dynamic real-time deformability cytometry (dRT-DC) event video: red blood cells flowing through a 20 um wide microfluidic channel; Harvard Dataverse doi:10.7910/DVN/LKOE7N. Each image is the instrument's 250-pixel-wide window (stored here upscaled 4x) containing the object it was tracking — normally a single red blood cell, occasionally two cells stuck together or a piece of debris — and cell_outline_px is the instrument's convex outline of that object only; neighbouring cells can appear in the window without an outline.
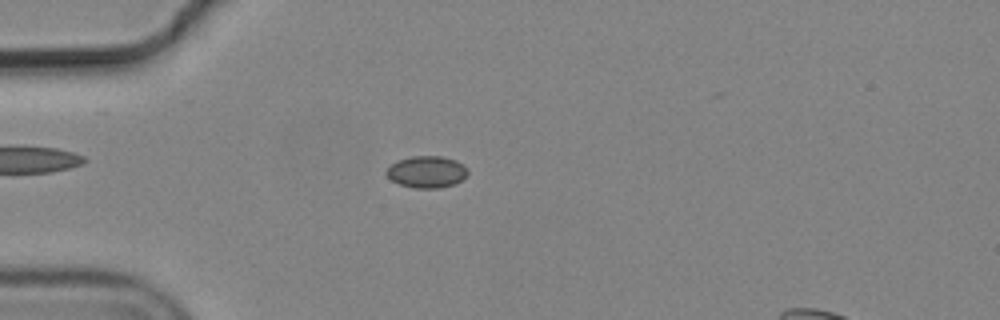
{"species": "common noctule bat (a hibernating species)", "species_latin": "Nyctalus noctula", "temperature_condition": "cold", "stored_images_in_passage": 44, "camera_frame_rate_fps": 3000, "um_per_image_px": 0.085, "animal": {"sex": "male", "body_mass_g": 19.2, "forearm_length_mm": 51.8}, "frame": {"image": 1, "passage_image": 4, "time_ms": 1.0, "image_size_px": [1000, 320], "cell_outline_px": [[468, 176], [456, 184], [440, 188], [416, 188], [400, 184], [392, 180], [384, 172], [396, 160], [412, 156], [440, 156], [456, 160], [464, 164], [468, 168]], "centroid_in_image_um": [36.32, 14.6], "position_along_channel_um": 48.7, "area_um2": 15.26}}
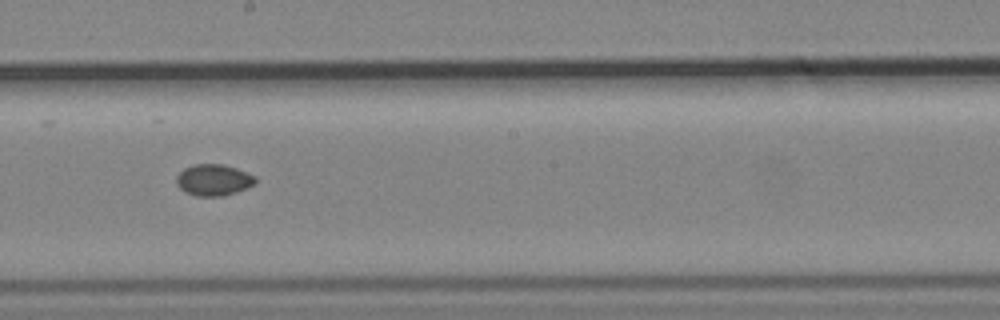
{"frame": {"image": 2, "passage_image": 20, "time_ms": 6.333, "image_size_px": [1000, 320], "cell_outline_px": [[256, 184], [248, 188], [224, 196], [196, 196], [184, 192], [176, 184], [176, 176], [184, 168], [196, 164], [224, 164], [236, 168], [256, 176]], "centroid_in_image_um": [18.17, 15.3], "position_along_channel_um": 230.0, "area_um2": 14.62}}
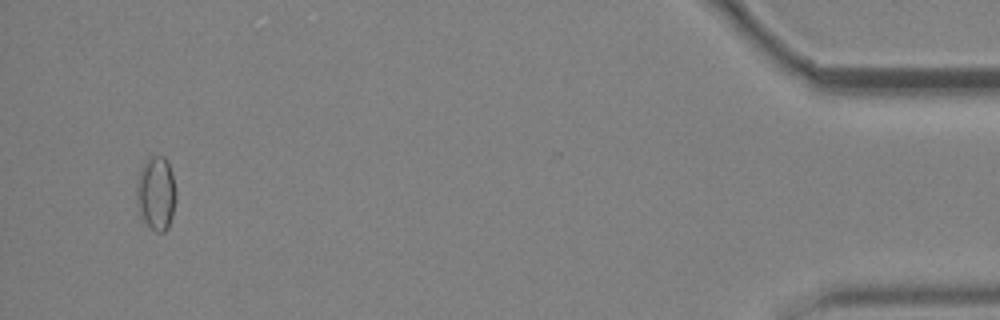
{"frame": {"image": 3, "passage_image": 42, "time_ms": 13.667, "image_size_px": [1000, 320], "cell_outline_px": [[176, 200], [172, 216], [168, 228], [164, 232], [156, 232], [148, 228], [136, 204], [136, 180], [140, 168], [148, 156], [164, 156], [168, 160], [172, 172], [176, 192]], "centroid_in_image_um": [13.26, 16.41], "position_along_channel_um": 421.9, "area_um2": 17.46}, "authors_computed_cell_mechanics": {"area_um2": 14.6234, "velocity_mm_per_s": 3.6887, "shape_relaxation_time_tau1_ms": null, "shape_relaxation_time_tau2_ms": 4.7791, "deformation_change_tau1": null, "deformation_change_tau2": 0.0331}}